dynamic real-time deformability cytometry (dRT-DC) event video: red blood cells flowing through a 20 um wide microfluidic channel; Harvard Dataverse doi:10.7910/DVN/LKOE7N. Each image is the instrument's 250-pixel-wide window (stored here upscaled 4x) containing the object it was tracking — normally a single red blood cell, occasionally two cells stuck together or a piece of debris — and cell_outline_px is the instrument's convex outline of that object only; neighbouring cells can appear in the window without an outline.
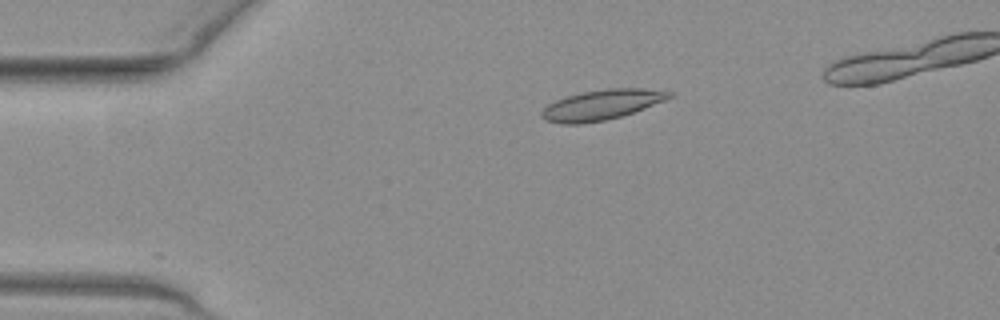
{"species": "common noctule bat (a hibernating species)", "species_latin": "Nyctalus noctula", "temperature_condition": "warm", "stored_images_in_passage": 9, "camera_frame_rate_fps": 3000, "um_per_image_px": 0.085, "animal": {"sex": "female", "body_mass_g": 19.3, "forearm_length_mm": 54.1}, "frame": {"image": 1, "passage_image": 1, "time_ms": 0.0, "image_size_px": [1000, 320], "cell_outline_px": [[672, 96], [664, 100], [644, 108], [620, 116], [604, 120], [580, 124], [560, 124], [544, 120], [540, 116], [540, 112], [548, 104], [556, 100], [568, 96], [584, 92], [608, 88], [640, 88], [672, 92]], "centroid_in_image_um": [51.08, 8.92], "position_along_channel_um": 33.9, "area_um2": 22.08}}
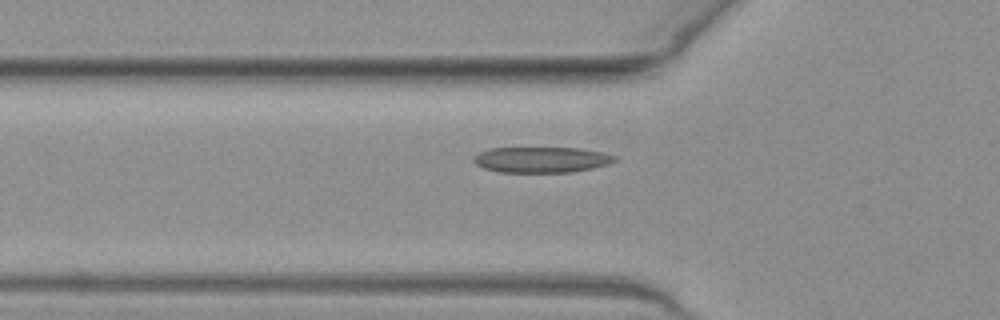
{"frame": {"image": 2, "passage_image": 8, "time_ms": 2.333, "image_size_px": [1000, 320], "cell_outline_px": [[616, 160], [608, 164], [592, 168], [572, 172], [500, 172], [484, 168], [476, 164], [472, 160], [472, 156], [480, 152], [492, 148], [580, 148], [600, 152], [616, 156]], "centroid_in_image_um": [45.99, 13.57], "position_along_channel_um": 79.8, "area_um2": 21.04}}